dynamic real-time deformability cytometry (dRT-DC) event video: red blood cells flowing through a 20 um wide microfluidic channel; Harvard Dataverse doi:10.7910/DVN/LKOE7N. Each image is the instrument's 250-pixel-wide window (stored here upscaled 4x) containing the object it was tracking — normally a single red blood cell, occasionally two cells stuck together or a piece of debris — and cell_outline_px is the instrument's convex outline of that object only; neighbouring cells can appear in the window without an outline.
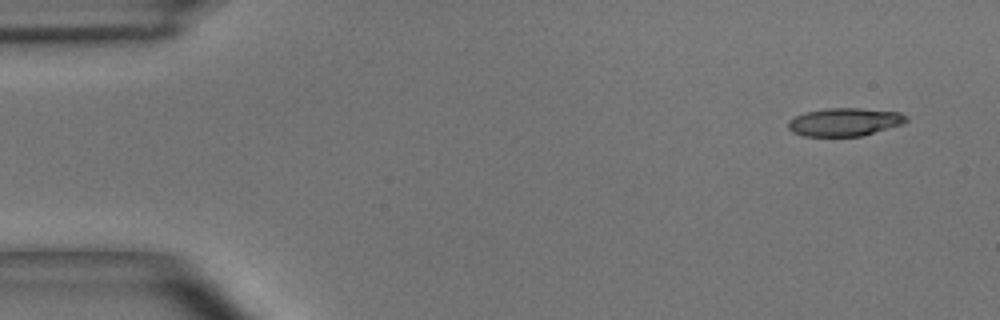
{"species": "common noctule bat (a hibernating species)", "species_latin": "Nyctalus noctula", "temperature_condition": "room temperature", "stored_images_in_passage": 4, "camera_frame_rate_fps": 3000, "um_per_image_px": 0.085, "animal": {"sex": "male", "body_mass_g": 15.6}, "frame": {"image": 1, "passage_image": 1, "time_ms": 0.0, "image_size_px": [1000, 320], "cell_outline_px": [[908, 120], [904, 124], [864, 136], [804, 136], [792, 132], [788, 128], [788, 120], [804, 112], [828, 108], [860, 108], [900, 112], [908, 116]], "centroid_in_image_um": [71.83, 10.37], "position_along_channel_um": 13.2, "area_um2": 19.59}}
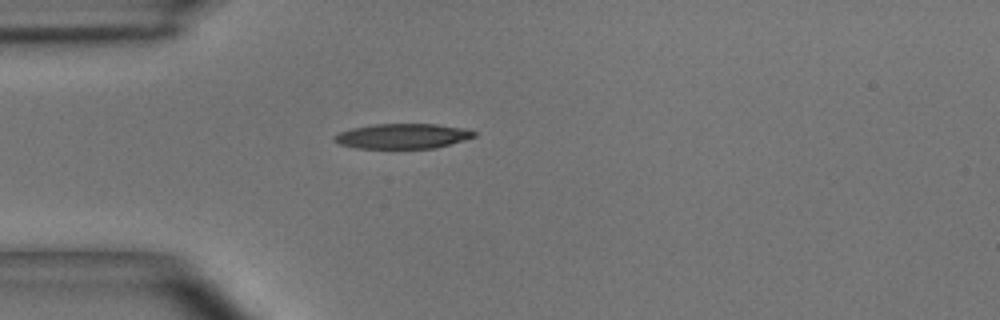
{"frame": {"image": 2, "passage_image": 4, "time_ms": 1.0, "image_size_px": [1000, 320], "cell_outline_px": [[476, 136], [464, 140], [436, 148], [356, 148], [340, 144], [332, 140], [332, 136], [340, 132], [352, 128], [376, 124], [436, 124], [468, 128], [476, 132]], "centroid_in_image_um": [34.24, 11.57], "position_along_channel_um": 50.8, "area_um2": 20.46}}